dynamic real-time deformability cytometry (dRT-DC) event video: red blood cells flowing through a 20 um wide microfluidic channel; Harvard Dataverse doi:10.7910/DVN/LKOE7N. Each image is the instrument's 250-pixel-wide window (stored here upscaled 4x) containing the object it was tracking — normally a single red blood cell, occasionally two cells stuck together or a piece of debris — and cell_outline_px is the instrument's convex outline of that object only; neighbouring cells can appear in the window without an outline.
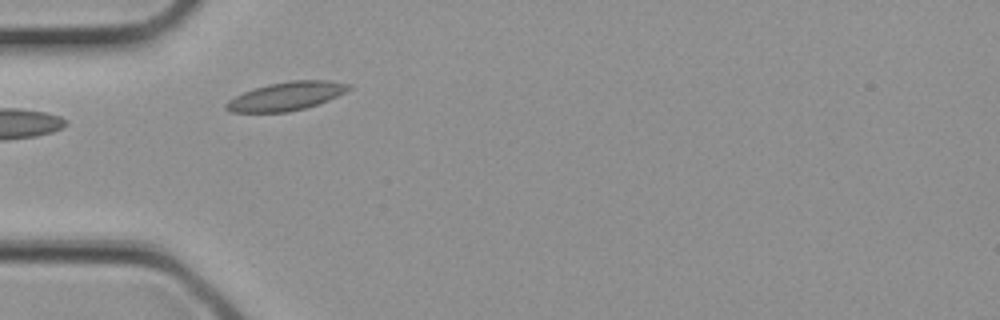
{"species": "common noctule bat (a hibernating species)", "species_latin": "Nyctalus noctula", "temperature_condition": "cold", "stored_images_in_passage": 1, "camera_frame_rate_fps": 3000, "um_per_image_px": 0.085, "animal": {"sex": "female", "body_mass_g": 21.9}, "frame": {"image": 1, "passage_image": 1, "time_ms": 0.0, "image_size_px": [1000, 320], "cell_outline_px": [[352, 88], [328, 100], [304, 108], [288, 112], [232, 112], [224, 108], [224, 104], [228, 100], [244, 92], [268, 84], [288, 80], [328, 80], [352, 84]], "centroid_in_image_um": [24.33, 8.16], "position_along_channel_um": 60.7, "area_um2": 20.23}}